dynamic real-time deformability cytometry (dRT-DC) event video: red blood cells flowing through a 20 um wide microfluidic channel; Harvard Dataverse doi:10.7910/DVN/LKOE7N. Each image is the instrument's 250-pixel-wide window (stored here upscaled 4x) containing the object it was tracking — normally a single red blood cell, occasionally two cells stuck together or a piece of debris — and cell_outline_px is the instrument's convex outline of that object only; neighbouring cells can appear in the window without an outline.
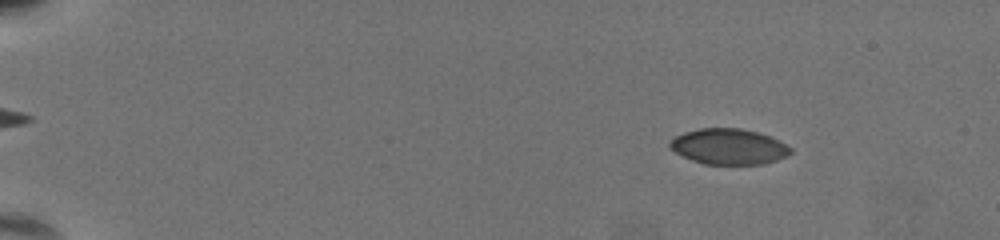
{"species": "common noctule bat (a hibernating species)", "species_latin": "Nyctalus noctula", "temperature_condition": "warm", "stored_images_in_passage": 56, "camera_frame_rate_fps": 3000, "um_per_image_px": 0.085, "animal": {"sex": "female", "body_mass_g": 19.5, "forearm_length_mm": 54.1}, "frame": {"image": 1, "passage_image": 5, "time_ms": 1.333, "image_size_px": [1000, 240], "cell_outline_px": [[792, 152], [776, 160], [764, 164], [704, 164], [692, 160], [676, 152], [668, 144], [676, 136], [700, 128], [740, 128], [756, 132], [768, 136], [792, 148]], "centroid_in_image_um": [61.95, 12.47], "position_along_channel_um": 23.1, "area_um2": 24.57}}
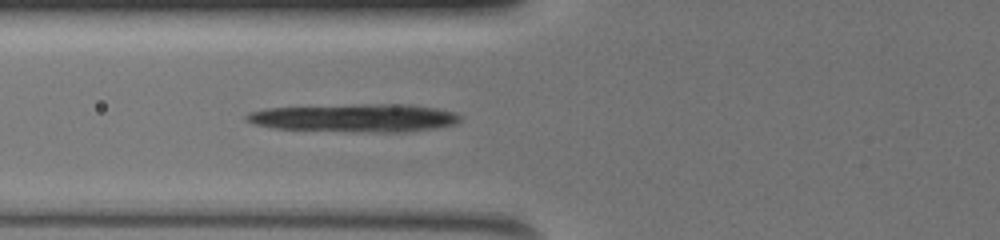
{"frame": {"image": 2, "passage_image": 22, "time_ms": 7.0, "image_size_px": [1000, 240], "cell_outline_px": [[460, 120], [452, 124], [404, 132], [380, 132], [272, 128], [256, 124], [248, 120], [244, 116], [252, 112], [268, 108], [360, 104], [408, 104], [436, 108], [452, 112], [460, 116]], "centroid_in_image_um": [30.16, 10.01], "position_along_channel_um": 95.6, "area_um2": 34.22}}
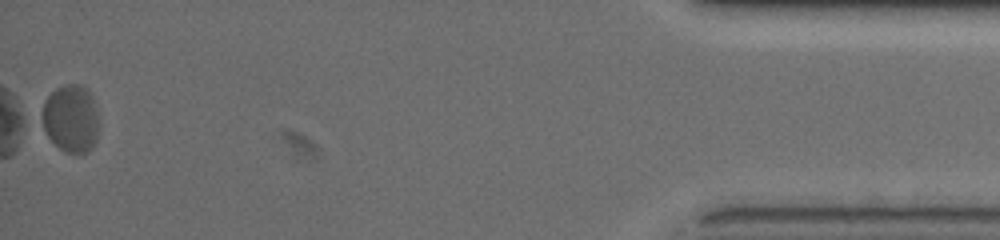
{"frame": {"image": 3, "passage_image": 56, "time_ms": 18.333, "image_size_px": [1000, 240], "cell_outline_px": [[96, 140], [88, 152], [68, 152], [60, 148], [48, 136], [44, 128], [44, 100], [56, 88], [68, 84], [84, 84], [92, 100], [96, 116]], "centroid_in_image_um": [6.01, 10.05], "position_along_channel_um": 429.2, "area_um2": 21.44}}